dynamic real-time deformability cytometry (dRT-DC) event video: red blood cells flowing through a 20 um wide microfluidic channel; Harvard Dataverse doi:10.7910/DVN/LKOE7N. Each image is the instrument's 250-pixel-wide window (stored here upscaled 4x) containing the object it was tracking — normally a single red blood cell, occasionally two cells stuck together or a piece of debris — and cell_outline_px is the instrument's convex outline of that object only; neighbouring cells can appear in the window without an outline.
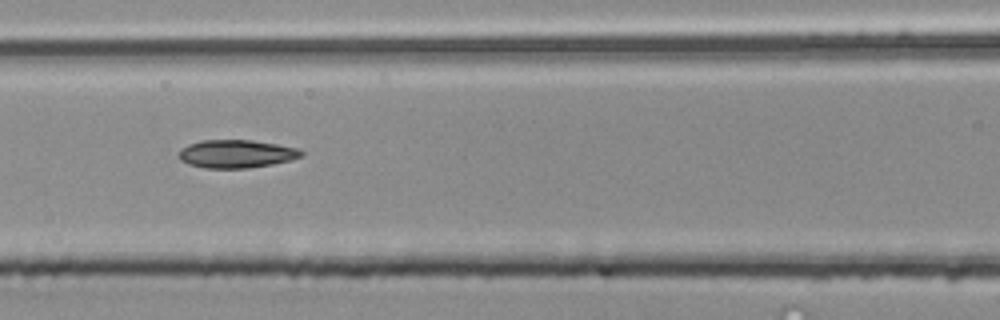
{"species": "common noctule bat (a hibernating species)", "species_latin": "Nyctalus noctula", "temperature_condition": "room temperature", "stored_images_in_passage": 4, "camera_frame_rate_fps": 3000, "um_per_image_px": 0.085, "animal": {"sex": "male", "body_mass_g": 20.4}, "frame": {"image": 1, "passage_image": 4, "time_ms": 1.0, "image_size_px": [1000, 320], "cell_outline_px": [[304, 156], [292, 160], [272, 164], [248, 168], [204, 168], [188, 164], [180, 160], [180, 148], [188, 144], [200, 140], [252, 140], [300, 148], [304, 152]], "centroid_in_image_um": [20.12, 13.07], "position_along_channel_um": 146.5, "area_um2": 20.23}}